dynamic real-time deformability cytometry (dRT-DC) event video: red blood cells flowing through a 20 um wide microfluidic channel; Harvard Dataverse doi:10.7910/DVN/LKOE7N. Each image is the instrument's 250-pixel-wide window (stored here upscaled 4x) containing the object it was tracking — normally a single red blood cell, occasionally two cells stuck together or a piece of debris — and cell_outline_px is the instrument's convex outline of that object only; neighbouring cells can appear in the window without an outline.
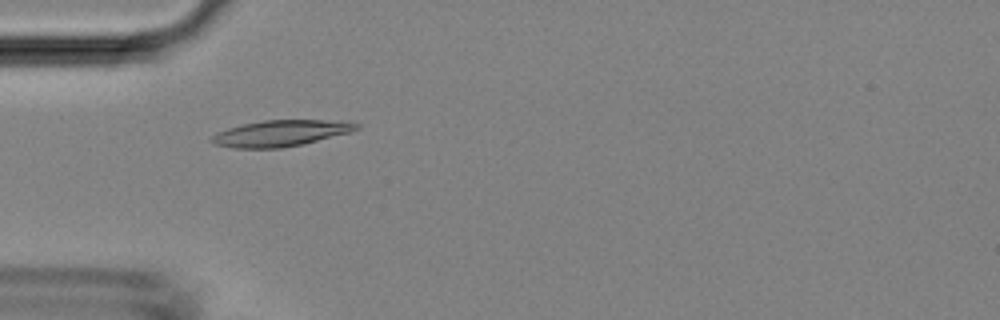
{"species": "Egyptian fruit bat (a non-hibernating species)", "species_latin": "Rousettus aegyptiacus", "temperature_condition": "room temperature", "stored_images_in_passage": 46, "camera_frame_rate_fps": 3000, "um_per_image_px": 0.085, "animal": {"sex": "female"}, "frame": {"image": 1, "passage_image": 12, "time_ms": 3.667, "image_size_px": [1000, 320], "cell_outline_px": [[360, 128], [352, 132], [304, 144], [280, 148], [232, 148], [216, 144], [208, 140], [216, 132], [228, 128], [244, 124], [264, 120], [340, 120], [360, 124]], "centroid_in_image_um": [23.89, 11.32], "position_along_channel_um": 61.1, "area_um2": 22.25}}
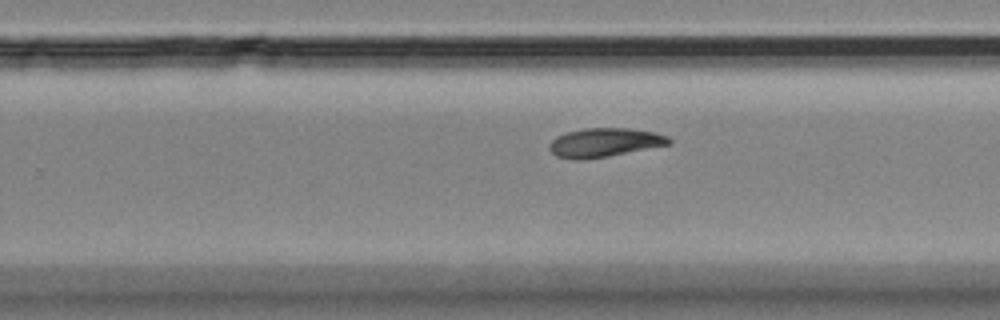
{"frame": {"image": 2, "passage_image": 28, "time_ms": 9.0, "image_size_px": [1000, 320], "cell_outline_px": [[672, 144], [608, 156], [584, 160], [572, 160], [556, 156], [548, 148], [548, 144], [556, 136], [564, 132], [584, 128], [628, 128], [656, 132], [668, 136], [672, 140]], "centroid_in_image_um": [51.37, 12.11], "position_along_channel_um": 278.4, "area_um2": 20.46}}
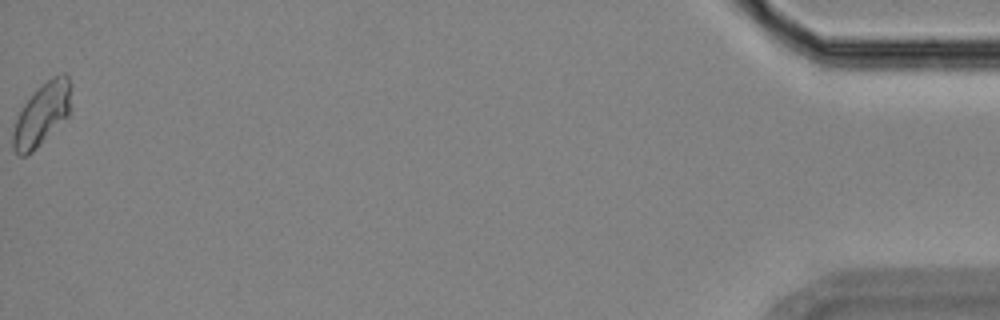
{"frame": {"image": 3, "passage_image": 46, "time_ms": 15.0, "image_size_px": [1000, 320], "cell_outline_px": [[72, 84], [68, 116], [32, 152], [24, 156], [20, 156], [12, 148], [12, 132], [16, 120], [24, 104], [52, 76], [60, 72], [64, 72], [68, 76]], "centroid_in_image_um": [3.58, 9.71], "position_along_channel_um": 431.6, "area_um2": 20.81}}